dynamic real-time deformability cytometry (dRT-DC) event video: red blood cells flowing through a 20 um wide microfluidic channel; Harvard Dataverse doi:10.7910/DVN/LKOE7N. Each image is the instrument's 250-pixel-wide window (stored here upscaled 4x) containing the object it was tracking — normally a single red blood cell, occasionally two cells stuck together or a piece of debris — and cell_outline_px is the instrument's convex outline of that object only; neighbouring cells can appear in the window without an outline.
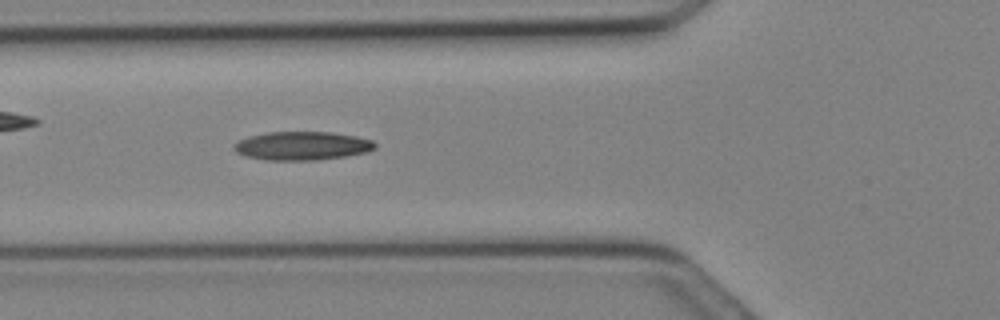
{"species": "Egyptian fruit bat (a non-hibernating species)", "species_latin": "Rousettus aegyptiacus", "temperature_condition": "cold", "stored_images_in_passage": 10, "camera_frame_rate_fps": 3000, "um_per_image_px": 0.085, "animal": {"sex": "female"}, "frame": {"image": 1, "passage_image": 10, "time_ms": 3.0, "image_size_px": [1000, 320], "cell_outline_px": [[376, 148], [368, 152], [344, 156], [316, 160], [264, 160], [244, 156], [236, 152], [232, 148], [232, 144], [248, 136], [268, 132], [332, 132], [356, 136], [372, 140], [376, 144]], "centroid_in_image_um": [25.65, 12.39], "position_along_channel_um": 100.1, "area_um2": 23.64}}